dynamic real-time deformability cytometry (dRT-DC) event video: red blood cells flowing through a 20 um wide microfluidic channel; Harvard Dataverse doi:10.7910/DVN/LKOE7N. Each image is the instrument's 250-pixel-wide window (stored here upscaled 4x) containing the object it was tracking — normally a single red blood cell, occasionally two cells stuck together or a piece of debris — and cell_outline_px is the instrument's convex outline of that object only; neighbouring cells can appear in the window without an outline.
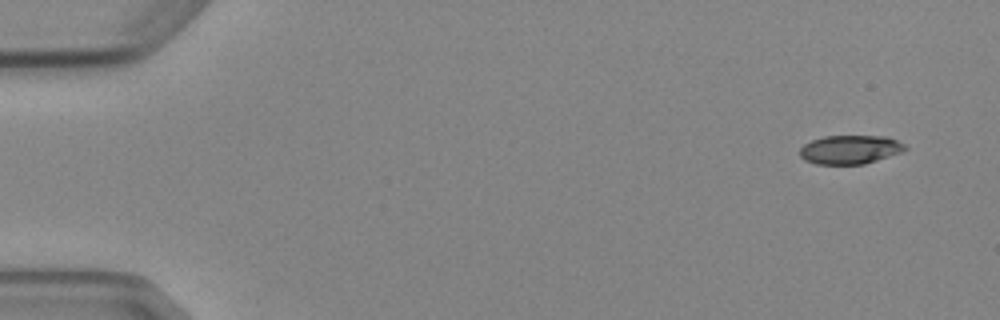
{"species": "Egyptian fruit bat (a non-hibernating species)", "species_latin": "Rousettus aegyptiacus", "temperature_condition": "cold", "stored_images_in_passage": 4, "camera_frame_rate_fps": 3000, "um_per_image_px": 0.085, "animal": {"sex": "female"}, "frame": {"image": 1, "passage_image": 1, "time_ms": 0.0, "image_size_px": [1000, 320], "cell_outline_px": [[908, 148], [900, 152], [864, 164], [816, 164], [804, 160], [800, 156], [800, 148], [804, 144], [812, 140], [824, 136], [888, 136], [904, 144]], "centroid_in_image_um": [72.23, 12.71], "position_along_channel_um": 12.8, "area_um2": 17.57}}
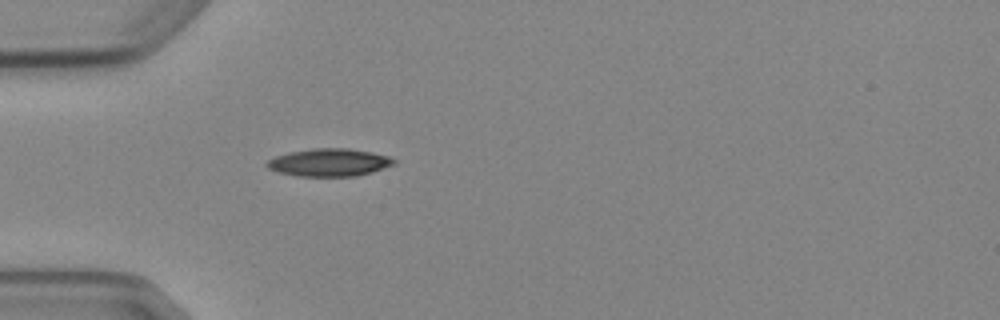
{"frame": {"image": 2, "passage_image": 4, "time_ms": 4.333, "image_size_px": [1000, 320], "cell_outline_px": [[396, 164], [372, 172], [356, 176], [296, 176], [280, 172], [268, 168], [264, 164], [268, 160], [276, 156], [288, 152], [312, 148], [348, 148], [372, 152], [388, 156], [396, 160]], "centroid_in_image_um": [27.99, 13.8], "position_along_channel_um": 57.0, "area_um2": 20.58}}